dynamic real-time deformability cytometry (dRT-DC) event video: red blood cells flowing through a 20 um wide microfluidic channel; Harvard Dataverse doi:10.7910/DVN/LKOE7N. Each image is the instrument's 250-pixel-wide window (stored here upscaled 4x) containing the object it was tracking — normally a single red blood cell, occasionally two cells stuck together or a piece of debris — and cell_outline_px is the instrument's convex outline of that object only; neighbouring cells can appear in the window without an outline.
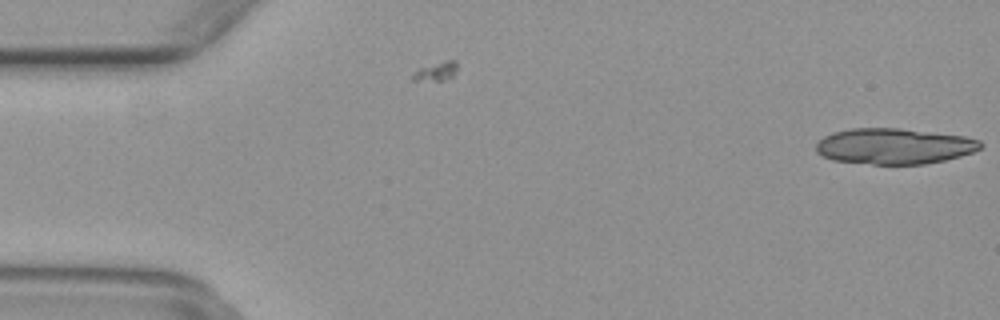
{"species": "common noctule bat (a hibernating species)", "species_latin": "Nyctalus noctula", "temperature_condition": "warm", "stored_images_in_passage": 4, "camera_frame_rate_fps": 3000, "um_per_image_px": 0.085, "animal": {"sex": "female", "body_mass_g": 29.2, "forearm_length_mm": 56.3}, "frame": {"image": 1, "passage_image": 4, "time_ms": 1.0, "image_size_px": [1000, 320], "cell_outline_px": [[984, 144], [980, 148], [972, 152], [960, 156], [944, 160], [924, 164], [872, 164], [832, 160], [816, 152], [816, 144], [824, 136], [832, 132], [852, 128], [900, 128], [964, 136], [980, 140]], "centroid_in_image_um": [76.0, 12.42], "position_along_channel_um": 9.0, "area_um2": 34.28}}